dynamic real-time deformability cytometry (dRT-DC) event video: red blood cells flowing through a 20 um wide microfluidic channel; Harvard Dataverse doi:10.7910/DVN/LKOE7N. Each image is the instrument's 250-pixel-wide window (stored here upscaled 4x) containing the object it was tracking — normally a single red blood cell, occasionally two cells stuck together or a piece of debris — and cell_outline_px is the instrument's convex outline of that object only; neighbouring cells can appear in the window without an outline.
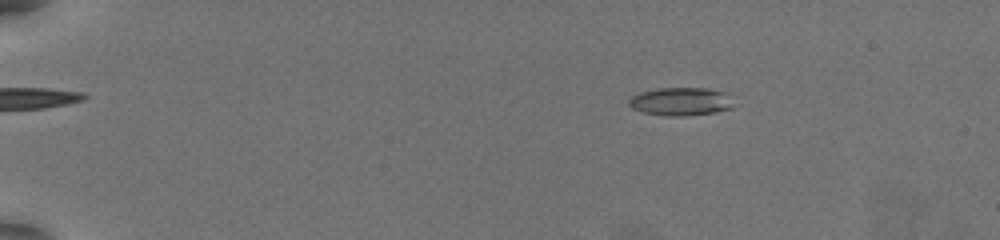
{"species": "common noctule bat (a hibernating species)", "species_latin": "Nyctalus noctula", "temperature_condition": "warm", "stored_images_in_passage": 57, "camera_frame_rate_fps": 3000, "um_per_image_px": 0.085, "animal": {"sex": "female", "body_mass_g": 19.5, "forearm_length_mm": 54.1}, "frame": {"image": 1, "passage_image": 11, "time_ms": 3.333, "image_size_px": [1000, 240], "cell_outline_px": [[732, 108], [712, 112], [684, 116], [668, 116], [644, 112], [632, 108], [628, 104], [628, 100], [632, 96], [640, 92], [660, 88], [708, 88], [724, 92]], "centroid_in_image_um": [57.78, 8.62], "position_along_channel_um": 27.2, "area_um2": 16.76}}
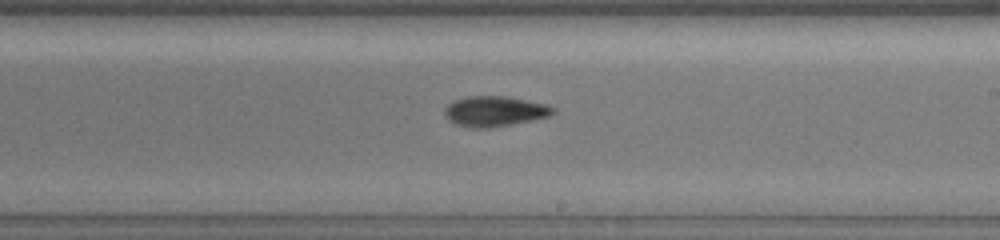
{"frame": {"image": 2, "passage_image": 37, "time_ms": 12.0, "image_size_px": [1000, 240], "cell_outline_px": [[556, 112], [548, 116], [532, 120], [492, 128], [468, 128], [456, 124], [448, 120], [444, 116], [444, 108], [448, 104], [456, 100], [468, 96], [504, 96], [544, 104], [556, 108]], "centroid_in_image_um": [42.01, 9.47], "position_along_channel_um": 247.0, "area_um2": 19.13}}
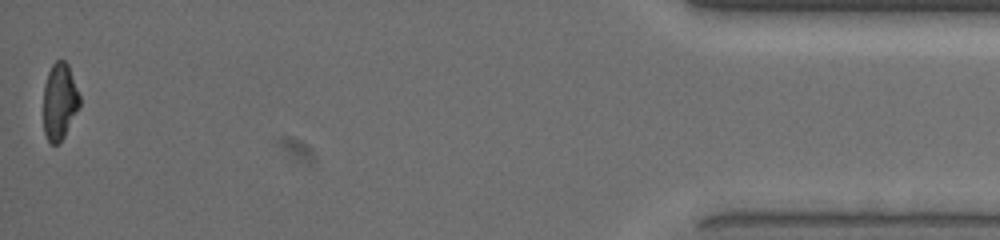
{"frame": {"image": 3, "passage_image": 57, "time_ms": 18.667, "image_size_px": [1000, 240], "cell_outline_px": [[80, 108], [64, 136], [56, 144], [52, 144], [48, 140], [44, 132], [44, 84], [48, 72], [52, 64], [56, 60], [64, 60], [68, 64], [80, 96]], "centroid_in_image_um": [5.07, 8.6], "position_along_channel_um": 430.1, "area_um2": 16.18}, "authors_computed_cell_mechanics": {"area_um2": 18.0336, "velocity_mm_per_s": 3.8907, "shape_relaxation_time_tau1_ms": 4.2301, "shape_relaxation_time_tau2_ms": 4.3486, "deformation_change_tau1": 0.1521, "deformation_change_tau2": 0.1212}}